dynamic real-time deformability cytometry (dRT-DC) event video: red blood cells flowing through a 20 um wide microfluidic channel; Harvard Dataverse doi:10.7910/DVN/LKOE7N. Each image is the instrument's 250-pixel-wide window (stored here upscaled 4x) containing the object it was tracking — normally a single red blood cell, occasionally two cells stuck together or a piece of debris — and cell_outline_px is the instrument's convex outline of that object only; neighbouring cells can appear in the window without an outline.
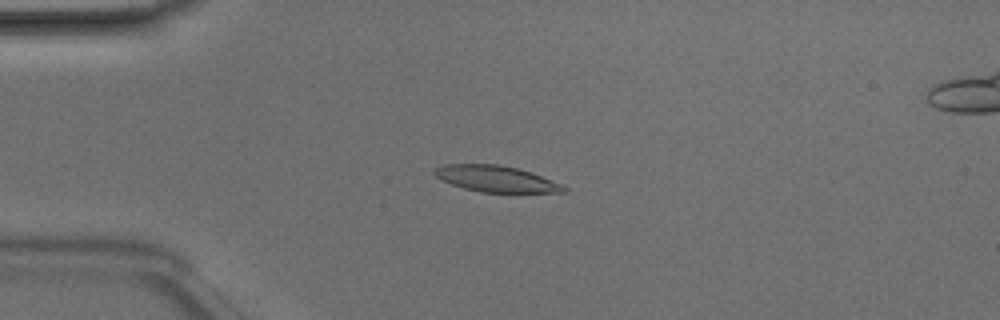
{"species": "Egyptian fruit bat (a non-hibernating species)", "species_latin": "Rousettus aegyptiacus", "temperature_condition": "room temperature", "stored_images_in_passage": 46, "camera_frame_rate_fps": 3000, "um_per_image_px": 0.085, "animal": {"sex": "male"}, "frame": {"image": 1, "passage_image": 10, "time_ms": 3.0, "image_size_px": [1000, 320], "cell_outline_px": [[568, 192], [480, 192], [464, 188], [452, 184], [436, 176], [432, 172], [436, 168], [444, 164], [500, 164], [516, 168], [540, 176], [560, 184], [568, 188]], "centroid_in_image_um": [42.14, 15.2], "position_along_channel_um": 42.9, "area_um2": 19.36}}
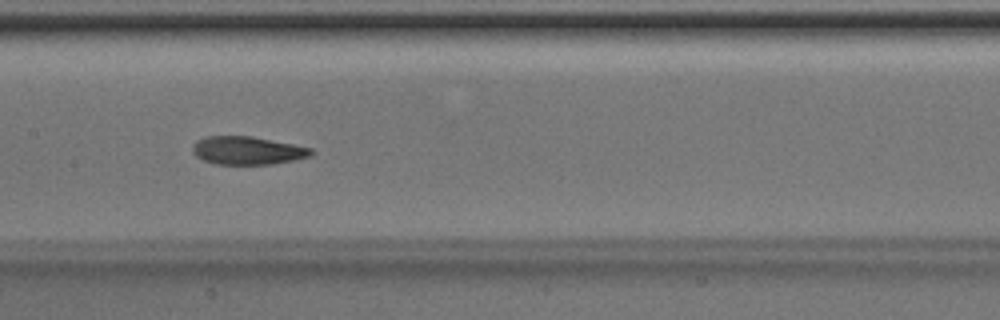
{"frame": {"image": 2, "passage_image": 22, "time_ms": 7.0, "image_size_px": [1000, 320], "cell_outline_px": [[312, 152], [308, 156], [292, 160], [272, 164], [216, 164], [200, 160], [192, 152], [192, 144], [196, 140], [208, 136], [252, 136], [312, 148]], "centroid_in_image_um": [20.94, 12.79], "position_along_channel_um": 186.5, "area_um2": 19.36}}
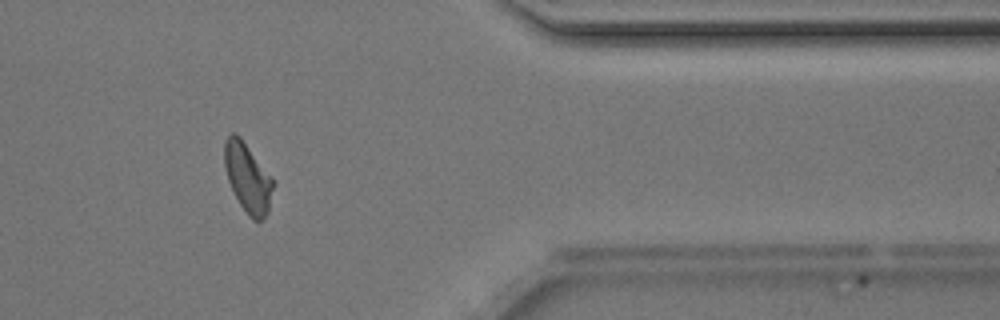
{"frame": {"image": 3, "passage_image": 38, "time_ms": 12.333, "image_size_px": [1000, 320], "cell_outline_px": [[272, 188], [268, 212], [260, 220], [252, 220], [248, 216], [240, 204], [228, 180], [224, 168], [224, 140], [232, 132], [236, 132], [240, 136], [272, 176]], "centroid_in_image_um": [21.03, 15.06], "position_along_channel_um": 390.4, "area_um2": 19.48}, "authors_computed_cell_mechanics": {"area_um2": 20.0566, "velocity_mm_per_s": 4.2051, "shape_relaxation_time_tau1_ms": 3.9085, "shape_relaxation_time_tau2_ms": 2.1446, "deformation_change_tau1": 0.1455, "deformation_change_tau2": 0.0953}}